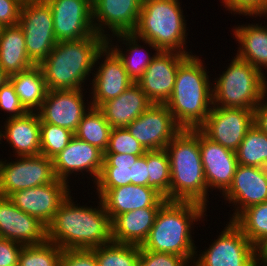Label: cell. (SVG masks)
I'll return each instance as SVG.
<instances>
[{
    "instance_id": "obj_52",
    "label": "cell",
    "mask_w": 267,
    "mask_h": 266,
    "mask_svg": "<svg viewBox=\"0 0 267 266\" xmlns=\"http://www.w3.org/2000/svg\"><path fill=\"white\" fill-rule=\"evenodd\" d=\"M22 4L24 3H28V2H31V1H35V0H19Z\"/></svg>"
},
{
    "instance_id": "obj_30",
    "label": "cell",
    "mask_w": 267,
    "mask_h": 266,
    "mask_svg": "<svg viewBox=\"0 0 267 266\" xmlns=\"http://www.w3.org/2000/svg\"><path fill=\"white\" fill-rule=\"evenodd\" d=\"M142 155L104 154L103 167L94 189L96 198L102 197L109 189L133 184V164Z\"/></svg>"
},
{
    "instance_id": "obj_44",
    "label": "cell",
    "mask_w": 267,
    "mask_h": 266,
    "mask_svg": "<svg viewBox=\"0 0 267 266\" xmlns=\"http://www.w3.org/2000/svg\"><path fill=\"white\" fill-rule=\"evenodd\" d=\"M21 8L19 0H0V27L18 25Z\"/></svg>"
},
{
    "instance_id": "obj_32",
    "label": "cell",
    "mask_w": 267,
    "mask_h": 266,
    "mask_svg": "<svg viewBox=\"0 0 267 266\" xmlns=\"http://www.w3.org/2000/svg\"><path fill=\"white\" fill-rule=\"evenodd\" d=\"M111 130L112 127L105 119L103 112L91 106L82 117L74 135L104 152L108 146Z\"/></svg>"
},
{
    "instance_id": "obj_38",
    "label": "cell",
    "mask_w": 267,
    "mask_h": 266,
    "mask_svg": "<svg viewBox=\"0 0 267 266\" xmlns=\"http://www.w3.org/2000/svg\"><path fill=\"white\" fill-rule=\"evenodd\" d=\"M74 133L68 129L40 121L41 155L53 159L70 142Z\"/></svg>"
},
{
    "instance_id": "obj_33",
    "label": "cell",
    "mask_w": 267,
    "mask_h": 266,
    "mask_svg": "<svg viewBox=\"0 0 267 266\" xmlns=\"http://www.w3.org/2000/svg\"><path fill=\"white\" fill-rule=\"evenodd\" d=\"M233 222L258 249L267 240V201L246 208Z\"/></svg>"
},
{
    "instance_id": "obj_31",
    "label": "cell",
    "mask_w": 267,
    "mask_h": 266,
    "mask_svg": "<svg viewBox=\"0 0 267 266\" xmlns=\"http://www.w3.org/2000/svg\"><path fill=\"white\" fill-rule=\"evenodd\" d=\"M8 80L12 83L21 104L28 112H37L41 108L48 88L39 65L11 75Z\"/></svg>"
},
{
    "instance_id": "obj_46",
    "label": "cell",
    "mask_w": 267,
    "mask_h": 266,
    "mask_svg": "<svg viewBox=\"0 0 267 266\" xmlns=\"http://www.w3.org/2000/svg\"><path fill=\"white\" fill-rule=\"evenodd\" d=\"M148 167L146 164V153L139 156L133 164V184L148 186Z\"/></svg>"
},
{
    "instance_id": "obj_4",
    "label": "cell",
    "mask_w": 267,
    "mask_h": 266,
    "mask_svg": "<svg viewBox=\"0 0 267 266\" xmlns=\"http://www.w3.org/2000/svg\"><path fill=\"white\" fill-rule=\"evenodd\" d=\"M106 44L107 40L96 33L83 39L57 42L39 64L48 90L86 89L96 57Z\"/></svg>"
},
{
    "instance_id": "obj_24",
    "label": "cell",
    "mask_w": 267,
    "mask_h": 266,
    "mask_svg": "<svg viewBox=\"0 0 267 266\" xmlns=\"http://www.w3.org/2000/svg\"><path fill=\"white\" fill-rule=\"evenodd\" d=\"M100 199L111 221L136 209L161 207L167 201L154 188L134 184L109 189Z\"/></svg>"
},
{
    "instance_id": "obj_21",
    "label": "cell",
    "mask_w": 267,
    "mask_h": 266,
    "mask_svg": "<svg viewBox=\"0 0 267 266\" xmlns=\"http://www.w3.org/2000/svg\"><path fill=\"white\" fill-rule=\"evenodd\" d=\"M199 147L208 192L213 195L216 190L222 196L231 186L238 166L236 152L212 141L200 130Z\"/></svg>"
},
{
    "instance_id": "obj_19",
    "label": "cell",
    "mask_w": 267,
    "mask_h": 266,
    "mask_svg": "<svg viewBox=\"0 0 267 266\" xmlns=\"http://www.w3.org/2000/svg\"><path fill=\"white\" fill-rule=\"evenodd\" d=\"M142 2L143 0H92L96 34L107 40L116 34L133 33Z\"/></svg>"
},
{
    "instance_id": "obj_9",
    "label": "cell",
    "mask_w": 267,
    "mask_h": 266,
    "mask_svg": "<svg viewBox=\"0 0 267 266\" xmlns=\"http://www.w3.org/2000/svg\"><path fill=\"white\" fill-rule=\"evenodd\" d=\"M18 25L23 29L28 57L39 65L58 42L48 2L35 0L22 4Z\"/></svg>"
},
{
    "instance_id": "obj_6",
    "label": "cell",
    "mask_w": 267,
    "mask_h": 266,
    "mask_svg": "<svg viewBox=\"0 0 267 266\" xmlns=\"http://www.w3.org/2000/svg\"><path fill=\"white\" fill-rule=\"evenodd\" d=\"M183 8L180 0H143L133 33L159 50L194 54L187 48L189 27Z\"/></svg>"
},
{
    "instance_id": "obj_27",
    "label": "cell",
    "mask_w": 267,
    "mask_h": 266,
    "mask_svg": "<svg viewBox=\"0 0 267 266\" xmlns=\"http://www.w3.org/2000/svg\"><path fill=\"white\" fill-rule=\"evenodd\" d=\"M152 104L141 87L133 83L118 97L104 102L99 109L112 128H124Z\"/></svg>"
},
{
    "instance_id": "obj_1",
    "label": "cell",
    "mask_w": 267,
    "mask_h": 266,
    "mask_svg": "<svg viewBox=\"0 0 267 266\" xmlns=\"http://www.w3.org/2000/svg\"><path fill=\"white\" fill-rule=\"evenodd\" d=\"M75 199L70 193L59 206L47 225V241L62 249H92L111 243V220L100 197L95 201L98 206L81 205Z\"/></svg>"
},
{
    "instance_id": "obj_53",
    "label": "cell",
    "mask_w": 267,
    "mask_h": 266,
    "mask_svg": "<svg viewBox=\"0 0 267 266\" xmlns=\"http://www.w3.org/2000/svg\"><path fill=\"white\" fill-rule=\"evenodd\" d=\"M0 125H2V124H0ZM0 144H2V142H1V126H0Z\"/></svg>"
},
{
    "instance_id": "obj_48",
    "label": "cell",
    "mask_w": 267,
    "mask_h": 266,
    "mask_svg": "<svg viewBox=\"0 0 267 266\" xmlns=\"http://www.w3.org/2000/svg\"><path fill=\"white\" fill-rule=\"evenodd\" d=\"M258 258H267V240L258 248Z\"/></svg>"
},
{
    "instance_id": "obj_45",
    "label": "cell",
    "mask_w": 267,
    "mask_h": 266,
    "mask_svg": "<svg viewBox=\"0 0 267 266\" xmlns=\"http://www.w3.org/2000/svg\"><path fill=\"white\" fill-rule=\"evenodd\" d=\"M23 246L20 243L0 238V266H18Z\"/></svg>"
},
{
    "instance_id": "obj_20",
    "label": "cell",
    "mask_w": 267,
    "mask_h": 266,
    "mask_svg": "<svg viewBox=\"0 0 267 266\" xmlns=\"http://www.w3.org/2000/svg\"><path fill=\"white\" fill-rule=\"evenodd\" d=\"M190 54L160 50L137 81L152 103L165 104L170 98L179 64Z\"/></svg>"
},
{
    "instance_id": "obj_17",
    "label": "cell",
    "mask_w": 267,
    "mask_h": 266,
    "mask_svg": "<svg viewBox=\"0 0 267 266\" xmlns=\"http://www.w3.org/2000/svg\"><path fill=\"white\" fill-rule=\"evenodd\" d=\"M51 8L56 40L94 35L92 0H46Z\"/></svg>"
},
{
    "instance_id": "obj_50",
    "label": "cell",
    "mask_w": 267,
    "mask_h": 266,
    "mask_svg": "<svg viewBox=\"0 0 267 266\" xmlns=\"http://www.w3.org/2000/svg\"><path fill=\"white\" fill-rule=\"evenodd\" d=\"M257 18V19H259V21H257V22H260V20H261V18L263 19L264 17H265V20H267V11L265 12V13H263L262 15H246V19L247 18ZM258 17H260V18H258ZM267 23V22H266Z\"/></svg>"
},
{
    "instance_id": "obj_49",
    "label": "cell",
    "mask_w": 267,
    "mask_h": 266,
    "mask_svg": "<svg viewBox=\"0 0 267 266\" xmlns=\"http://www.w3.org/2000/svg\"><path fill=\"white\" fill-rule=\"evenodd\" d=\"M8 80V76L3 71L2 67L0 66V86Z\"/></svg>"
},
{
    "instance_id": "obj_43",
    "label": "cell",
    "mask_w": 267,
    "mask_h": 266,
    "mask_svg": "<svg viewBox=\"0 0 267 266\" xmlns=\"http://www.w3.org/2000/svg\"><path fill=\"white\" fill-rule=\"evenodd\" d=\"M60 266H97V261L91 249H63Z\"/></svg>"
},
{
    "instance_id": "obj_25",
    "label": "cell",
    "mask_w": 267,
    "mask_h": 266,
    "mask_svg": "<svg viewBox=\"0 0 267 266\" xmlns=\"http://www.w3.org/2000/svg\"><path fill=\"white\" fill-rule=\"evenodd\" d=\"M140 41L143 43V45H141ZM107 45L121 59L129 78L134 83H137V81L142 77L146 68L150 65V63L153 61V58L160 51L151 42L137 37L134 33L116 34L107 39ZM144 47H146V50ZM148 47L150 48L151 52H149ZM151 49L155 51L153 54Z\"/></svg>"
},
{
    "instance_id": "obj_47",
    "label": "cell",
    "mask_w": 267,
    "mask_h": 266,
    "mask_svg": "<svg viewBox=\"0 0 267 266\" xmlns=\"http://www.w3.org/2000/svg\"><path fill=\"white\" fill-rule=\"evenodd\" d=\"M254 125L267 134V96L253 110Z\"/></svg>"
},
{
    "instance_id": "obj_11",
    "label": "cell",
    "mask_w": 267,
    "mask_h": 266,
    "mask_svg": "<svg viewBox=\"0 0 267 266\" xmlns=\"http://www.w3.org/2000/svg\"><path fill=\"white\" fill-rule=\"evenodd\" d=\"M103 159L102 150L74 135L69 144L52 161L56 178L71 185L75 175V182L80 181L82 177L83 180L87 178L95 184L103 167Z\"/></svg>"
},
{
    "instance_id": "obj_22",
    "label": "cell",
    "mask_w": 267,
    "mask_h": 266,
    "mask_svg": "<svg viewBox=\"0 0 267 266\" xmlns=\"http://www.w3.org/2000/svg\"><path fill=\"white\" fill-rule=\"evenodd\" d=\"M0 238L24 246L47 241V226L17 206L8 197L0 196Z\"/></svg>"
},
{
    "instance_id": "obj_12",
    "label": "cell",
    "mask_w": 267,
    "mask_h": 266,
    "mask_svg": "<svg viewBox=\"0 0 267 266\" xmlns=\"http://www.w3.org/2000/svg\"><path fill=\"white\" fill-rule=\"evenodd\" d=\"M133 83L121 59L106 44L96 57L90 81L92 87L88 89L91 106L99 108L104 102L121 95Z\"/></svg>"
},
{
    "instance_id": "obj_26",
    "label": "cell",
    "mask_w": 267,
    "mask_h": 266,
    "mask_svg": "<svg viewBox=\"0 0 267 266\" xmlns=\"http://www.w3.org/2000/svg\"><path fill=\"white\" fill-rule=\"evenodd\" d=\"M243 23L232 27L231 35L237 41L235 55L267 75V24ZM266 70V71H264Z\"/></svg>"
},
{
    "instance_id": "obj_16",
    "label": "cell",
    "mask_w": 267,
    "mask_h": 266,
    "mask_svg": "<svg viewBox=\"0 0 267 266\" xmlns=\"http://www.w3.org/2000/svg\"><path fill=\"white\" fill-rule=\"evenodd\" d=\"M217 195L224 198V205L233 207L228 216L233 221L246 208L267 201V168L238 164L231 186L222 196Z\"/></svg>"
},
{
    "instance_id": "obj_13",
    "label": "cell",
    "mask_w": 267,
    "mask_h": 266,
    "mask_svg": "<svg viewBox=\"0 0 267 266\" xmlns=\"http://www.w3.org/2000/svg\"><path fill=\"white\" fill-rule=\"evenodd\" d=\"M253 125V110L213 106L198 129L212 141L236 152Z\"/></svg>"
},
{
    "instance_id": "obj_15",
    "label": "cell",
    "mask_w": 267,
    "mask_h": 266,
    "mask_svg": "<svg viewBox=\"0 0 267 266\" xmlns=\"http://www.w3.org/2000/svg\"><path fill=\"white\" fill-rule=\"evenodd\" d=\"M87 90L88 88L48 90L41 108L37 111L40 119L44 123L57 125L75 133L82 117L91 107L90 97L86 98L90 96L86 95L89 93Z\"/></svg>"
},
{
    "instance_id": "obj_8",
    "label": "cell",
    "mask_w": 267,
    "mask_h": 266,
    "mask_svg": "<svg viewBox=\"0 0 267 266\" xmlns=\"http://www.w3.org/2000/svg\"><path fill=\"white\" fill-rule=\"evenodd\" d=\"M224 226L209 247L196 249L192 266H257L258 249L233 221Z\"/></svg>"
},
{
    "instance_id": "obj_2",
    "label": "cell",
    "mask_w": 267,
    "mask_h": 266,
    "mask_svg": "<svg viewBox=\"0 0 267 266\" xmlns=\"http://www.w3.org/2000/svg\"><path fill=\"white\" fill-rule=\"evenodd\" d=\"M207 210L195 202L166 201L158 210L154 225L141 247L154 252L177 254L192 265L199 248L195 246L192 236L195 234L194 225L207 221Z\"/></svg>"
},
{
    "instance_id": "obj_40",
    "label": "cell",
    "mask_w": 267,
    "mask_h": 266,
    "mask_svg": "<svg viewBox=\"0 0 267 266\" xmlns=\"http://www.w3.org/2000/svg\"><path fill=\"white\" fill-rule=\"evenodd\" d=\"M0 110L4 112V115L6 113V118L2 119L21 117L28 112L21 104L9 80L0 86Z\"/></svg>"
},
{
    "instance_id": "obj_37",
    "label": "cell",
    "mask_w": 267,
    "mask_h": 266,
    "mask_svg": "<svg viewBox=\"0 0 267 266\" xmlns=\"http://www.w3.org/2000/svg\"><path fill=\"white\" fill-rule=\"evenodd\" d=\"M62 251V248L49 241L23 246L18 266H60Z\"/></svg>"
},
{
    "instance_id": "obj_35",
    "label": "cell",
    "mask_w": 267,
    "mask_h": 266,
    "mask_svg": "<svg viewBox=\"0 0 267 266\" xmlns=\"http://www.w3.org/2000/svg\"><path fill=\"white\" fill-rule=\"evenodd\" d=\"M148 186L170 201V162L165 149L146 151Z\"/></svg>"
},
{
    "instance_id": "obj_14",
    "label": "cell",
    "mask_w": 267,
    "mask_h": 266,
    "mask_svg": "<svg viewBox=\"0 0 267 266\" xmlns=\"http://www.w3.org/2000/svg\"><path fill=\"white\" fill-rule=\"evenodd\" d=\"M126 128L146 151L165 149L182 130L166 104L156 103H153Z\"/></svg>"
},
{
    "instance_id": "obj_10",
    "label": "cell",
    "mask_w": 267,
    "mask_h": 266,
    "mask_svg": "<svg viewBox=\"0 0 267 266\" xmlns=\"http://www.w3.org/2000/svg\"><path fill=\"white\" fill-rule=\"evenodd\" d=\"M10 158L0 159L2 197H9L18 190L49 184L56 179L53 161L44 155L14 156V160Z\"/></svg>"
},
{
    "instance_id": "obj_41",
    "label": "cell",
    "mask_w": 267,
    "mask_h": 266,
    "mask_svg": "<svg viewBox=\"0 0 267 266\" xmlns=\"http://www.w3.org/2000/svg\"><path fill=\"white\" fill-rule=\"evenodd\" d=\"M137 266H192L184 257L177 254L144 250L140 246Z\"/></svg>"
},
{
    "instance_id": "obj_23",
    "label": "cell",
    "mask_w": 267,
    "mask_h": 266,
    "mask_svg": "<svg viewBox=\"0 0 267 266\" xmlns=\"http://www.w3.org/2000/svg\"><path fill=\"white\" fill-rule=\"evenodd\" d=\"M1 125V141L12 148L9 156L41 155L40 117L38 112H27L21 117L4 119Z\"/></svg>"
},
{
    "instance_id": "obj_3",
    "label": "cell",
    "mask_w": 267,
    "mask_h": 266,
    "mask_svg": "<svg viewBox=\"0 0 267 266\" xmlns=\"http://www.w3.org/2000/svg\"><path fill=\"white\" fill-rule=\"evenodd\" d=\"M204 62L196 53L179 64L173 92L165 103L182 129H198L213 107V74Z\"/></svg>"
},
{
    "instance_id": "obj_28",
    "label": "cell",
    "mask_w": 267,
    "mask_h": 266,
    "mask_svg": "<svg viewBox=\"0 0 267 266\" xmlns=\"http://www.w3.org/2000/svg\"><path fill=\"white\" fill-rule=\"evenodd\" d=\"M160 207H145L117 215L112 221V241L142 246Z\"/></svg>"
},
{
    "instance_id": "obj_51",
    "label": "cell",
    "mask_w": 267,
    "mask_h": 266,
    "mask_svg": "<svg viewBox=\"0 0 267 266\" xmlns=\"http://www.w3.org/2000/svg\"><path fill=\"white\" fill-rule=\"evenodd\" d=\"M257 266H267V258H258Z\"/></svg>"
},
{
    "instance_id": "obj_42",
    "label": "cell",
    "mask_w": 267,
    "mask_h": 266,
    "mask_svg": "<svg viewBox=\"0 0 267 266\" xmlns=\"http://www.w3.org/2000/svg\"><path fill=\"white\" fill-rule=\"evenodd\" d=\"M224 10L231 15H262L267 11V0H220Z\"/></svg>"
},
{
    "instance_id": "obj_7",
    "label": "cell",
    "mask_w": 267,
    "mask_h": 266,
    "mask_svg": "<svg viewBox=\"0 0 267 266\" xmlns=\"http://www.w3.org/2000/svg\"><path fill=\"white\" fill-rule=\"evenodd\" d=\"M225 68L212 79L213 106L254 110L267 96V76L236 55Z\"/></svg>"
},
{
    "instance_id": "obj_39",
    "label": "cell",
    "mask_w": 267,
    "mask_h": 266,
    "mask_svg": "<svg viewBox=\"0 0 267 266\" xmlns=\"http://www.w3.org/2000/svg\"><path fill=\"white\" fill-rule=\"evenodd\" d=\"M145 153V148L130 134L126 127L112 128L104 154L144 155Z\"/></svg>"
},
{
    "instance_id": "obj_36",
    "label": "cell",
    "mask_w": 267,
    "mask_h": 266,
    "mask_svg": "<svg viewBox=\"0 0 267 266\" xmlns=\"http://www.w3.org/2000/svg\"><path fill=\"white\" fill-rule=\"evenodd\" d=\"M97 266H137L140 246L111 242L91 249Z\"/></svg>"
},
{
    "instance_id": "obj_29",
    "label": "cell",
    "mask_w": 267,
    "mask_h": 266,
    "mask_svg": "<svg viewBox=\"0 0 267 266\" xmlns=\"http://www.w3.org/2000/svg\"><path fill=\"white\" fill-rule=\"evenodd\" d=\"M34 65L26 51L23 29L19 25L0 27V66L5 74L9 77Z\"/></svg>"
},
{
    "instance_id": "obj_34",
    "label": "cell",
    "mask_w": 267,
    "mask_h": 266,
    "mask_svg": "<svg viewBox=\"0 0 267 266\" xmlns=\"http://www.w3.org/2000/svg\"><path fill=\"white\" fill-rule=\"evenodd\" d=\"M238 164L267 168V134L253 125L236 151Z\"/></svg>"
},
{
    "instance_id": "obj_18",
    "label": "cell",
    "mask_w": 267,
    "mask_h": 266,
    "mask_svg": "<svg viewBox=\"0 0 267 266\" xmlns=\"http://www.w3.org/2000/svg\"><path fill=\"white\" fill-rule=\"evenodd\" d=\"M71 185L60 179L52 183L12 193L8 198L23 212L36 217L48 225L59 206L72 193Z\"/></svg>"
},
{
    "instance_id": "obj_5",
    "label": "cell",
    "mask_w": 267,
    "mask_h": 266,
    "mask_svg": "<svg viewBox=\"0 0 267 266\" xmlns=\"http://www.w3.org/2000/svg\"><path fill=\"white\" fill-rule=\"evenodd\" d=\"M169 157L170 201L195 202L209 209L199 147V129H182L165 147ZM209 202V203H208Z\"/></svg>"
}]
</instances>
